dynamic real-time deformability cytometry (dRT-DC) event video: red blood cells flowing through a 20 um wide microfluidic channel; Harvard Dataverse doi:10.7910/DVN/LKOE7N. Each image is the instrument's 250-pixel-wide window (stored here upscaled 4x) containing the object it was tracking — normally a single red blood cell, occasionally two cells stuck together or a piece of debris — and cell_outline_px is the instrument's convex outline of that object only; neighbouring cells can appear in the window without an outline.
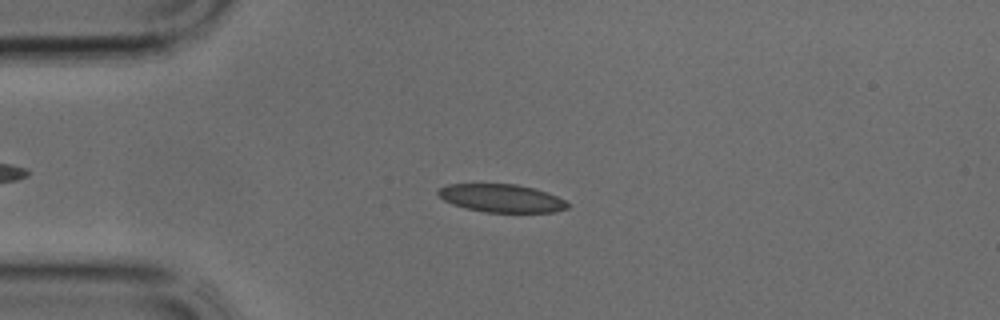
{"species": "common noctule bat (a hibernating species)", "species_latin": "Nyctalus noctula", "temperature_condition": "cold", "stored_images_in_passage": 32, "camera_frame_rate_fps": 3000, "um_per_image_px": 0.085, "animal": {"sex": "male", "body_mass_g": 17.9, "forearm_length_mm": 54.2}, "frame": {"image": 1, "passage_image": 3, "time_ms": 0.667, "image_size_px": [1000, 320], "cell_outline_px": [[572, 204], [568, 208], [556, 212], [484, 212], [452, 204], [444, 200], [436, 192], [440, 188], [448, 184], [516, 184], [548, 192]], "centroid_in_image_um": [42.66, 16.85], "position_along_channel_um": 42.3, "area_um2": 21.1}}
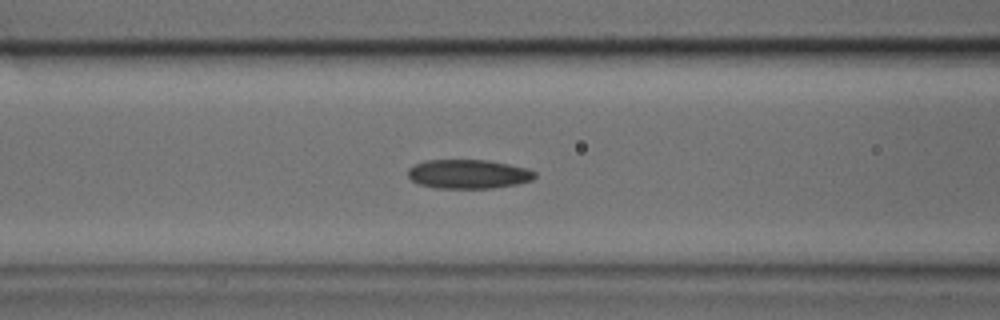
{"frame": {"image": 2, "passage_image": 9, "time_ms": 2.667, "image_size_px": [1000, 320], "cell_outline_px": [[536, 176], [532, 180], [516, 184], [492, 188], [436, 188], [420, 184], [412, 180], [408, 176], [408, 168], [424, 160], [488, 160], [528, 168], [536, 172]], "centroid_in_image_um": [39.82, 14.79], "position_along_channel_um": 126.8, "area_um2": 21.5}}
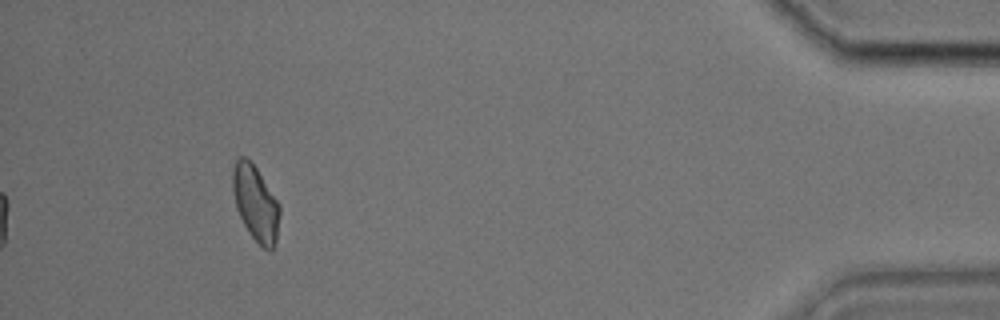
{"frame": {"image": 3, "passage_image": 29, "time_ms": 9.333, "image_size_px": [1000, 320], "cell_outline_px": [[280, 216], [276, 240], [272, 252], [264, 248], [248, 232], [236, 208], [232, 188], [232, 168], [236, 160], [240, 156], [244, 156], [256, 168], [280, 204]], "centroid_in_image_um": [21.72, 17.28], "position_along_channel_um": 413.5, "area_um2": 20.58}}